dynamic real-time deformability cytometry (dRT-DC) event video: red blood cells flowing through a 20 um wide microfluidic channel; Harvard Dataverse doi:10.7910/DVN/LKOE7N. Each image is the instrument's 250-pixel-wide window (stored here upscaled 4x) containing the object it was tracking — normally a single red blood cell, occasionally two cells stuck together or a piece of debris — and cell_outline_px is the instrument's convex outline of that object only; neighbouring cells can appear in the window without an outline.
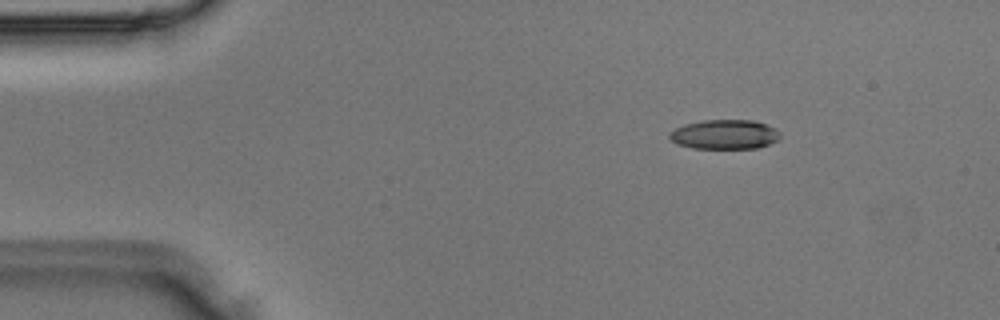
{"species": "Egyptian fruit bat (a non-hibernating species)", "species_latin": "Rousettus aegyptiacus", "temperature_condition": "room temperature", "stored_images_in_passage": 47, "camera_frame_rate_fps": 3000, "um_per_image_px": 0.085, "animal": {"sex": "male"}, "frame": {"image": 1, "passage_image": 6, "time_ms": 1.667, "image_size_px": [1000, 320], "cell_outline_px": [[780, 136], [776, 140], [768, 144], [756, 148], [692, 148], [676, 144], [668, 136], [668, 132], [684, 124], [700, 120], [752, 120], [776, 128], [780, 132]], "centroid_in_image_um": [61.55, 11.42], "position_along_channel_um": 23.4, "area_um2": 19.02}}
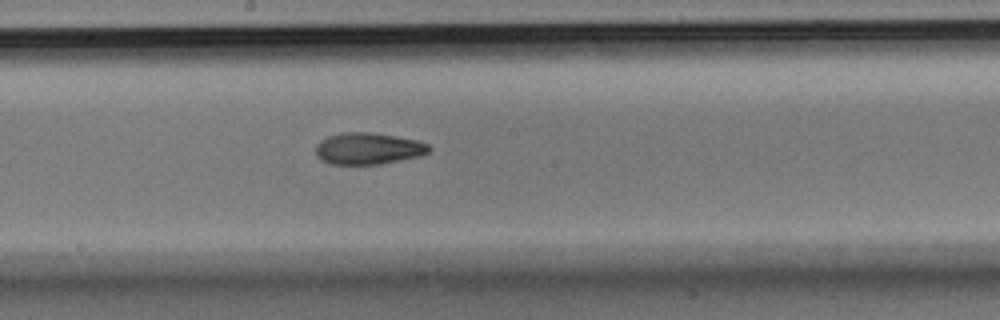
{"frame": {"image": 2, "passage_image": 25, "time_ms": 8.0, "image_size_px": [1000, 320], "cell_outline_px": [[432, 148], [428, 152], [420, 156], [380, 164], [328, 164], [320, 160], [316, 156], [316, 144], [320, 140], [328, 136], [344, 132], [372, 132], [396, 136], [416, 140], [428, 144]], "centroid_in_image_um": [31.27, 12.62], "position_along_channel_um": 216.9, "area_um2": 21.04}}
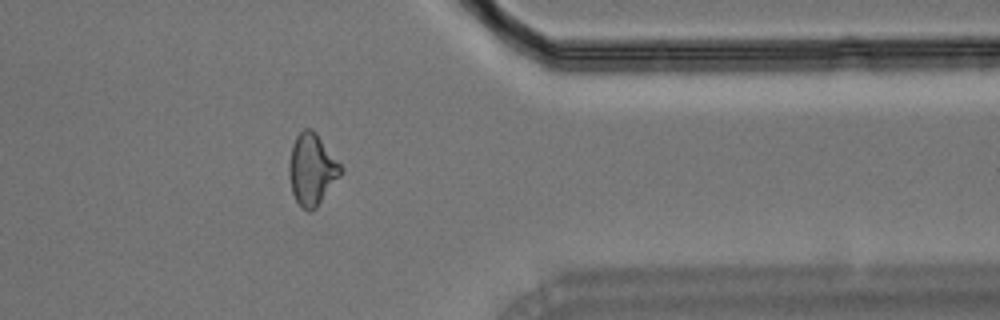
{"frame": {"image": 3, "passage_image": 38, "time_ms": 12.333, "image_size_px": [1000, 320], "cell_outline_px": [[344, 172], [316, 208], [308, 212], [296, 200], [292, 192], [288, 176], [288, 164], [292, 144], [296, 136], [304, 128], [312, 128], [316, 132], [344, 168]], "centroid_in_image_um": [26.52, 14.38], "position_along_channel_um": 384.9, "area_um2": 21.79}}